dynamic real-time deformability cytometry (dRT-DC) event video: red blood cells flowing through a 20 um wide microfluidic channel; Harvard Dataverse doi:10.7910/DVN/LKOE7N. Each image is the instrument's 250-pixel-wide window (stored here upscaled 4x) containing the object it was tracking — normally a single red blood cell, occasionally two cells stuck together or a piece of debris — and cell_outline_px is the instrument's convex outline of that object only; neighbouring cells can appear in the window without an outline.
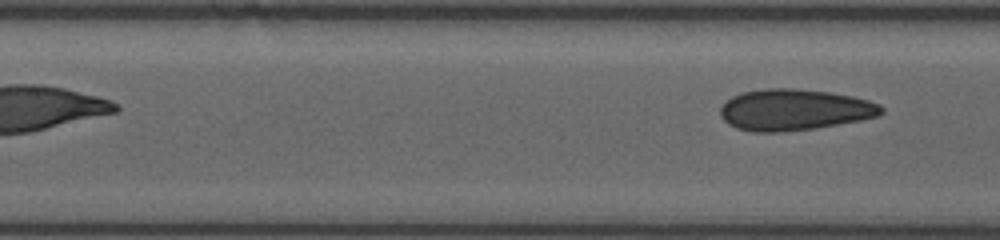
{"species": "human", "species_latin": "Homo sapiens", "temperature_condition": "room temperature", "stored_images_in_passage": 19, "segment_of_instrument_passage": [2, 2], "camera_frame_rate_fps": 3000, "um_per_image_px": 0.085, "donor": {"sex": "female"}, "frame": {"image": 1, "passage_image": 19, "time_ms": 8.0, "image_size_px": [1000, 240], "cell_outline_px": [[884, 112], [876, 116], [860, 120], [816, 128], [784, 132], [752, 132], [736, 128], [728, 124], [720, 116], [720, 108], [732, 96], [740, 92], [764, 88], [792, 88], [828, 92], [852, 96], [868, 100], [880, 104], [884, 108]], "centroid_in_image_um": [67.49, 9.33], "position_along_channel_um": 139.9, "area_um2": 38.84}}